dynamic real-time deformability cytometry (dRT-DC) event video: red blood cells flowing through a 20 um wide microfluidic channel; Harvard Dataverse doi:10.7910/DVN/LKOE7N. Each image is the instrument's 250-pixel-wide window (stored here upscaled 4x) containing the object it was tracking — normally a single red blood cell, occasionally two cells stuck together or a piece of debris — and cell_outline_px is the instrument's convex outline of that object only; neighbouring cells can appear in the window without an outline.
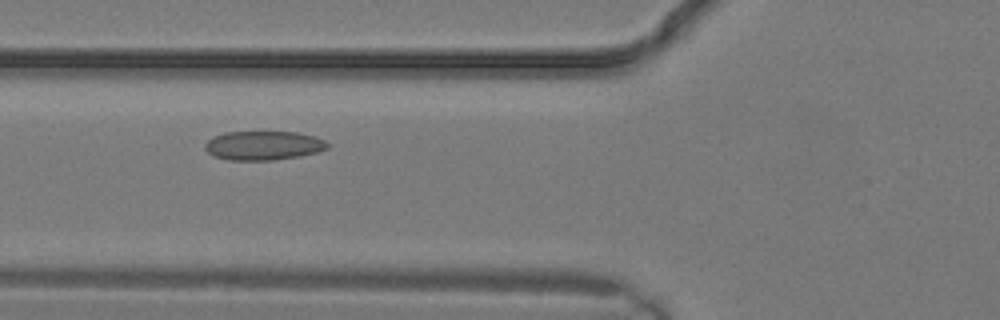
{"species": "common noctule bat (a hibernating species)", "species_latin": "Nyctalus noctula", "temperature_condition": "warm", "stored_images_in_passage": 6, "camera_frame_rate_fps": 3000, "um_per_image_px": 0.085, "animal": {"sex": "male", "body_mass_g": 19.2, "forearm_length_mm": 51.8}, "frame": {"image": 1, "passage_image": 3, "time_ms": 0.667, "image_size_px": [1000, 320], "cell_outline_px": [[328, 148], [316, 152], [300, 156], [272, 160], [228, 160], [212, 156], [204, 148], [204, 144], [212, 136], [224, 132], [296, 132], [316, 136], [324, 140], [328, 144]], "centroid_in_image_um": [22.35, 12.36], "position_along_channel_um": 103.4, "area_um2": 20.87}}
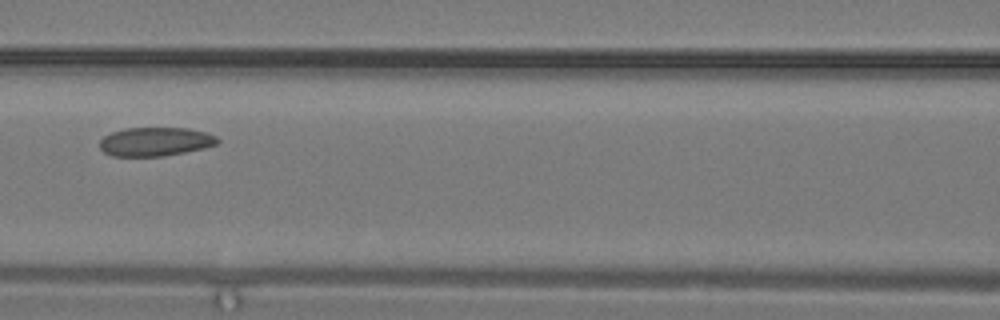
{"frame": {"image": 2, "passage_image": 5, "time_ms": 1.333, "image_size_px": [1000, 320], "cell_outline_px": [[220, 140], [216, 144], [204, 148], [164, 156], [112, 156], [104, 152], [100, 148], [100, 140], [104, 136], [112, 132], [124, 128], [188, 128], [204, 132], [216, 136]], "centroid_in_image_um": [13.19, 12.04], "position_along_channel_um": 153.4, "area_um2": 19.71}}